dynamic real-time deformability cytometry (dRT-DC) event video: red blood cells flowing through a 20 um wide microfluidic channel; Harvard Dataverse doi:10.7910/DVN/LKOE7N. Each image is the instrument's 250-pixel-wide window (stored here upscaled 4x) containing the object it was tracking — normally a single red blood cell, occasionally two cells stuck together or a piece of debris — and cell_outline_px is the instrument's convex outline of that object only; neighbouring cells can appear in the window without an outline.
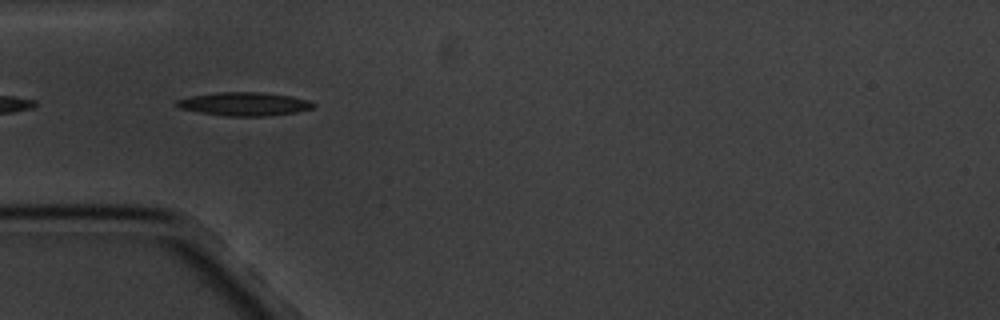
{"species": "common noctule bat (a hibernating species)", "species_latin": "Nyctalus noctula", "temperature_condition": "cold", "stored_images_in_passage": 8, "camera_frame_rate_fps": 3000, "um_per_image_px": 0.085, "animal": {"sex": "male", "body_mass_g": 20.1, "forearm_length_mm": 53.5}, "frame": {"image": 1, "passage_image": 4, "time_ms": 3.333, "image_size_px": [1000, 320], "cell_outline_px": [[316, 104], [312, 108], [296, 112], [268, 116], [228, 116], [200, 112], [180, 108], [176, 104], [176, 100], [188, 96], [216, 92], [260, 92], [292, 96], [308, 100]], "centroid_in_image_um": [20.76, 8.83], "position_along_channel_um": 64.2, "area_um2": 18.67}}
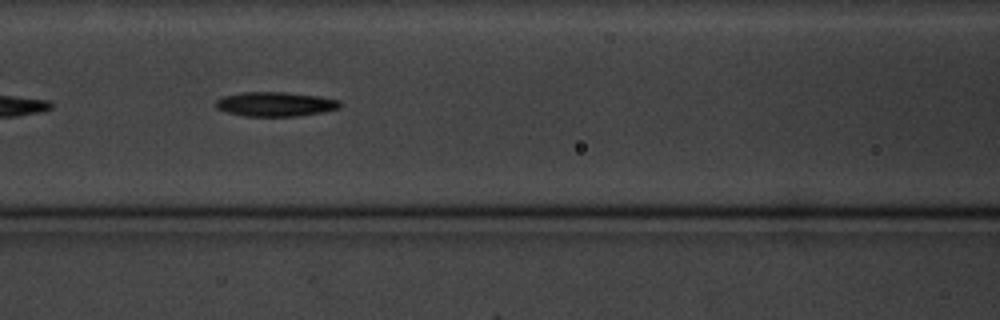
{"frame": {"image": 2, "passage_image": 6, "time_ms": 5.667, "image_size_px": [1000, 320], "cell_outline_px": [[340, 108], [300, 116], [244, 116], [224, 112], [216, 108], [216, 100], [224, 96], [244, 92], [284, 92], [320, 96], [340, 100]], "centroid_in_image_um": [23.39, 8.85], "position_along_channel_um": 143.2, "area_um2": 17.69}}
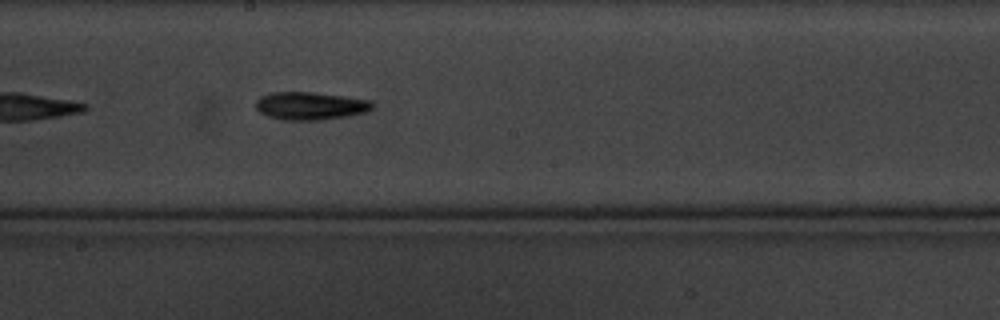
{"frame": {"image": 3, "passage_image": 8, "time_ms": 8.0, "image_size_px": [1000, 320], "cell_outline_px": [[372, 108], [364, 112], [324, 120], [280, 120], [268, 116], [260, 112], [256, 108], [256, 100], [260, 96], [272, 92], [312, 92], [344, 96], [372, 100]], "centroid_in_image_um": [26.34, 8.99], "position_along_channel_um": 221.9, "area_um2": 18.9}}